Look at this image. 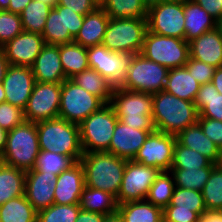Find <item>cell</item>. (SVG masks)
<instances>
[{
    "mask_svg": "<svg viewBox=\"0 0 222 222\" xmlns=\"http://www.w3.org/2000/svg\"><path fill=\"white\" fill-rule=\"evenodd\" d=\"M152 121L155 130L177 136L198 122L199 112L194 102L186 101L166 91L152 94Z\"/></svg>",
    "mask_w": 222,
    "mask_h": 222,
    "instance_id": "cell-1",
    "label": "cell"
},
{
    "mask_svg": "<svg viewBox=\"0 0 222 222\" xmlns=\"http://www.w3.org/2000/svg\"><path fill=\"white\" fill-rule=\"evenodd\" d=\"M85 173V186L118 196L127 160L112 153H83L80 159Z\"/></svg>",
    "mask_w": 222,
    "mask_h": 222,
    "instance_id": "cell-2",
    "label": "cell"
},
{
    "mask_svg": "<svg viewBox=\"0 0 222 222\" xmlns=\"http://www.w3.org/2000/svg\"><path fill=\"white\" fill-rule=\"evenodd\" d=\"M40 150L64 154L80 161L83 150L79 125L60 117L36 123Z\"/></svg>",
    "mask_w": 222,
    "mask_h": 222,
    "instance_id": "cell-3",
    "label": "cell"
},
{
    "mask_svg": "<svg viewBox=\"0 0 222 222\" xmlns=\"http://www.w3.org/2000/svg\"><path fill=\"white\" fill-rule=\"evenodd\" d=\"M39 152L36 123L25 121L8 131L0 162L27 172L34 168Z\"/></svg>",
    "mask_w": 222,
    "mask_h": 222,
    "instance_id": "cell-4",
    "label": "cell"
},
{
    "mask_svg": "<svg viewBox=\"0 0 222 222\" xmlns=\"http://www.w3.org/2000/svg\"><path fill=\"white\" fill-rule=\"evenodd\" d=\"M110 104L121 122L128 127L140 130H155L153 114V98L150 93L129 91L114 87Z\"/></svg>",
    "mask_w": 222,
    "mask_h": 222,
    "instance_id": "cell-5",
    "label": "cell"
},
{
    "mask_svg": "<svg viewBox=\"0 0 222 222\" xmlns=\"http://www.w3.org/2000/svg\"><path fill=\"white\" fill-rule=\"evenodd\" d=\"M169 69L146 59L141 53L129 56L126 73L119 87L136 92L164 91Z\"/></svg>",
    "mask_w": 222,
    "mask_h": 222,
    "instance_id": "cell-6",
    "label": "cell"
},
{
    "mask_svg": "<svg viewBox=\"0 0 222 222\" xmlns=\"http://www.w3.org/2000/svg\"><path fill=\"white\" fill-rule=\"evenodd\" d=\"M146 31V18H110L102 44L115 53L139 54Z\"/></svg>",
    "mask_w": 222,
    "mask_h": 222,
    "instance_id": "cell-7",
    "label": "cell"
},
{
    "mask_svg": "<svg viewBox=\"0 0 222 222\" xmlns=\"http://www.w3.org/2000/svg\"><path fill=\"white\" fill-rule=\"evenodd\" d=\"M118 118L110 103L101 106L79 124L83 153L107 151Z\"/></svg>",
    "mask_w": 222,
    "mask_h": 222,
    "instance_id": "cell-8",
    "label": "cell"
},
{
    "mask_svg": "<svg viewBox=\"0 0 222 222\" xmlns=\"http://www.w3.org/2000/svg\"><path fill=\"white\" fill-rule=\"evenodd\" d=\"M141 54L168 69L183 67L190 56L189 43L185 39L161 36L147 30Z\"/></svg>",
    "mask_w": 222,
    "mask_h": 222,
    "instance_id": "cell-9",
    "label": "cell"
},
{
    "mask_svg": "<svg viewBox=\"0 0 222 222\" xmlns=\"http://www.w3.org/2000/svg\"><path fill=\"white\" fill-rule=\"evenodd\" d=\"M104 103L96 96L78 86L71 79L61 83L59 117L75 124H80Z\"/></svg>",
    "mask_w": 222,
    "mask_h": 222,
    "instance_id": "cell-10",
    "label": "cell"
},
{
    "mask_svg": "<svg viewBox=\"0 0 222 222\" xmlns=\"http://www.w3.org/2000/svg\"><path fill=\"white\" fill-rule=\"evenodd\" d=\"M83 22V15L56 5L51 8L42 33L45 44L58 46L74 42Z\"/></svg>",
    "mask_w": 222,
    "mask_h": 222,
    "instance_id": "cell-11",
    "label": "cell"
},
{
    "mask_svg": "<svg viewBox=\"0 0 222 222\" xmlns=\"http://www.w3.org/2000/svg\"><path fill=\"white\" fill-rule=\"evenodd\" d=\"M184 4L160 2L147 9V30L161 35L184 39Z\"/></svg>",
    "mask_w": 222,
    "mask_h": 222,
    "instance_id": "cell-12",
    "label": "cell"
},
{
    "mask_svg": "<svg viewBox=\"0 0 222 222\" xmlns=\"http://www.w3.org/2000/svg\"><path fill=\"white\" fill-rule=\"evenodd\" d=\"M61 83L35 82L24 109L25 120L38 123L59 117Z\"/></svg>",
    "mask_w": 222,
    "mask_h": 222,
    "instance_id": "cell-13",
    "label": "cell"
},
{
    "mask_svg": "<svg viewBox=\"0 0 222 222\" xmlns=\"http://www.w3.org/2000/svg\"><path fill=\"white\" fill-rule=\"evenodd\" d=\"M161 171L158 168L127 161L117 204L145 200L149 189Z\"/></svg>",
    "mask_w": 222,
    "mask_h": 222,
    "instance_id": "cell-14",
    "label": "cell"
},
{
    "mask_svg": "<svg viewBox=\"0 0 222 222\" xmlns=\"http://www.w3.org/2000/svg\"><path fill=\"white\" fill-rule=\"evenodd\" d=\"M176 141L175 135L154 130L148 135L133 161L158 168L160 171H170Z\"/></svg>",
    "mask_w": 222,
    "mask_h": 222,
    "instance_id": "cell-15",
    "label": "cell"
},
{
    "mask_svg": "<svg viewBox=\"0 0 222 222\" xmlns=\"http://www.w3.org/2000/svg\"><path fill=\"white\" fill-rule=\"evenodd\" d=\"M87 55L91 69H95L115 87L121 84L129 55L112 52L103 44L88 47Z\"/></svg>",
    "mask_w": 222,
    "mask_h": 222,
    "instance_id": "cell-16",
    "label": "cell"
},
{
    "mask_svg": "<svg viewBox=\"0 0 222 222\" xmlns=\"http://www.w3.org/2000/svg\"><path fill=\"white\" fill-rule=\"evenodd\" d=\"M2 84L6 95L5 102L24 110L35 84L32 68L9 65Z\"/></svg>",
    "mask_w": 222,
    "mask_h": 222,
    "instance_id": "cell-17",
    "label": "cell"
},
{
    "mask_svg": "<svg viewBox=\"0 0 222 222\" xmlns=\"http://www.w3.org/2000/svg\"><path fill=\"white\" fill-rule=\"evenodd\" d=\"M45 45L41 34L23 31L1 48L9 65L31 67Z\"/></svg>",
    "mask_w": 222,
    "mask_h": 222,
    "instance_id": "cell-18",
    "label": "cell"
},
{
    "mask_svg": "<svg viewBox=\"0 0 222 222\" xmlns=\"http://www.w3.org/2000/svg\"><path fill=\"white\" fill-rule=\"evenodd\" d=\"M57 176L35 169L26 172L25 196L37 212L54 204Z\"/></svg>",
    "mask_w": 222,
    "mask_h": 222,
    "instance_id": "cell-19",
    "label": "cell"
},
{
    "mask_svg": "<svg viewBox=\"0 0 222 222\" xmlns=\"http://www.w3.org/2000/svg\"><path fill=\"white\" fill-rule=\"evenodd\" d=\"M153 131L131 128L118 120L109 149L106 152L127 161H132L143 146L148 135Z\"/></svg>",
    "mask_w": 222,
    "mask_h": 222,
    "instance_id": "cell-20",
    "label": "cell"
},
{
    "mask_svg": "<svg viewBox=\"0 0 222 222\" xmlns=\"http://www.w3.org/2000/svg\"><path fill=\"white\" fill-rule=\"evenodd\" d=\"M85 187V173L80 161L75 162L67 170L61 172L56 179L54 204H80Z\"/></svg>",
    "mask_w": 222,
    "mask_h": 222,
    "instance_id": "cell-21",
    "label": "cell"
},
{
    "mask_svg": "<svg viewBox=\"0 0 222 222\" xmlns=\"http://www.w3.org/2000/svg\"><path fill=\"white\" fill-rule=\"evenodd\" d=\"M35 82L62 83L66 78L62 68L59 45H45L31 66Z\"/></svg>",
    "mask_w": 222,
    "mask_h": 222,
    "instance_id": "cell-22",
    "label": "cell"
},
{
    "mask_svg": "<svg viewBox=\"0 0 222 222\" xmlns=\"http://www.w3.org/2000/svg\"><path fill=\"white\" fill-rule=\"evenodd\" d=\"M190 57L215 68L222 67V36L216 28L189 42Z\"/></svg>",
    "mask_w": 222,
    "mask_h": 222,
    "instance_id": "cell-23",
    "label": "cell"
},
{
    "mask_svg": "<svg viewBox=\"0 0 222 222\" xmlns=\"http://www.w3.org/2000/svg\"><path fill=\"white\" fill-rule=\"evenodd\" d=\"M109 19L101 6L89 12L74 42L86 48L102 44Z\"/></svg>",
    "mask_w": 222,
    "mask_h": 222,
    "instance_id": "cell-24",
    "label": "cell"
},
{
    "mask_svg": "<svg viewBox=\"0 0 222 222\" xmlns=\"http://www.w3.org/2000/svg\"><path fill=\"white\" fill-rule=\"evenodd\" d=\"M176 138L181 145L201 153L213 164H219L221 150L204 134L198 122L181 131Z\"/></svg>",
    "mask_w": 222,
    "mask_h": 222,
    "instance_id": "cell-25",
    "label": "cell"
},
{
    "mask_svg": "<svg viewBox=\"0 0 222 222\" xmlns=\"http://www.w3.org/2000/svg\"><path fill=\"white\" fill-rule=\"evenodd\" d=\"M184 15V39L188 43L203 33L216 28V19L193 0L184 4Z\"/></svg>",
    "mask_w": 222,
    "mask_h": 222,
    "instance_id": "cell-26",
    "label": "cell"
},
{
    "mask_svg": "<svg viewBox=\"0 0 222 222\" xmlns=\"http://www.w3.org/2000/svg\"><path fill=\"white\" fill-rule=\"evenodd\" d=\"M199 88L200 84L193 75H190L185 66L169 69L164 87V91L167 93L183 100L194 102Z\"/></svg>",
    "mask_w": 222,
    "mask_h": 222,
    "instance_id": "cell-27",
    "label": "cell"
},
{
    "mask_svg": "<svg viewBox=\"0 0 222 222\" xmlns=\"http://www.w3.org/2000/svg\"><path fill=\"white\" fill-rule=\"evenodd\" d=\"M117 212L123 222H161L163 219V209L146 199L121 203Z\"/></svg>",
    "mask_w": 222,
    "mask_h": 222,
    "instance_id": "cell-28",
    "label": "cell"
},
{
    "mask_svg": "<svg viewBox=\"0 0 222 222\" xmlns=\"http://www.w3.org/2000/svg\"><path fill=\"white\" fill-rule=\"evenodd\" d=\"M70 79L84 90L98 97L104 104L110 103L115 86L95 69L88 68Z\"/></svg>",
    "mask_w": 222,
    "mask_h": 222,
    "instance_id": "cell-29",
    "label": "cell"
},
{
    "mask_svg": "<svg viewBox=\"0 0 222 222\" xmlns=\"http://www.w3.org/2000/svg\"><path fill=\"white\" fill-rule=\"evenodd\" d=\"M26 172L0 162V206L12 198L25 195Z\"/></svg>",
    "mask_w": 222,
    "mask_h": 222,
    "instance_id": "cell-30",
    "label": "cell"
},
{
    "mask_svg": "<svg viewBox=\"0 0 222 222\" xmlns=\"http://www.w3.org/2000/svg\"><path fill=\"white\" fill-rule=\"evenodd\" d=\"M80 208L107 216L117 212L118 204L116 197L111 193L85 186L80 199Z\"/></svg>",
    "mask_w": 222,
    "mask_h": 222,
    "instance_id": "cell-31",
    "label": "cell"
},
{
    "mask_svg": "<svg viewBox=\"0 0 222 222\" xmlns=\"http://www.w3.org/2000/svg\"><path fill=\"white\" fill-rule=\"evenodd\" d=\"M194 103L199 117L222 121V95L212 82L200 85Z\"/></svg>",
    "mask_w": 222,
    "mask_h": 222,
    "instance_id": "cell-32",
    "label": "cell"
},
{
    "mask_svg": "<svg viewBox=\"0 0 222 222\" xmlns=\"http://www.w3.org/2000/svg\"><path fill=\"white\" fill-rule=\"evenodd\" d=\"M60 60L67 79L90 68L87 48L75 42L59 45Z\"/></svg>",
    "mask_w": 222,
    "mask_h": 222,
    "instance_id": "cell-33",
    "label": "cell"
},
{
    "mask_svg": "<svg viewBox=\"0 0 222 222\" xmlns=\"http://www.w3.org/2000/svg\"><path fill=\"white\" fill-rule=\"evenodd\" d=\"M0 222H37V211L25 195L18 196L0 206Z\"/></svg>",
    "mask_w": 222,
    "mask_h": 222,
    "instance_id": "cell-34",
    "label": "cell"
},
{
    "mask_svg": "<svg viewBox=\"0 0 222 222\" xmlns=\"http://www.w3.org/2000/svg\"><path fill=\"white\" fill-rule=\"evenodd\" d=\"M50 10L49 5L32 0L20 14L23 30L42 35Z\"/></svg>",
    "mask_w": 222,
    "mask_h": 222,
    "instance_id": "cell-35",
    "label": "cell"
},
{
    "mask_svg": "<svg viewBox=\"0 0 222 222\" xmlns=\"http://www.w3.org/2000/svg\"><path fill=\"white\" fill-rule=\"evenodd\" d=\"M216 165L201 153L187 148L176 141L171 169L214 168Z\"/></svg>",
    "mask_w": 222,
    "mask_h": 222,
    "instance_id": "cell-36",
    "label": "cell"
},
{
    "mask_svg": "<svg viewBox=\"0 0 222 222\" xmlns=\"http://www.w3.org/2000/svg\"><path fill=\"white\" fill-rule=\"evenodd\" d=\"M175 183L170 171H161L151 185L146 200L162 209L170 204Z\"/></svg>",
    "mask_w": 222,
    "mask_h": 222,
    "instance_id": "cell-37",
    "label": "cell"
},
{
    "mask_svg": "<svg viewBox=\"0 0 222 222\" xmlns=\"http://www.w3.org/2000/svg\"><path fill=\"white\" fill-rule=\"evenodd\" d=\"M101 7L109 18H147V9L141 0H105Z\"/></svg>",
    "mask_w": 222,
    "mask_h": 222,
    "instance_id": "cell-38",
    "label": "cell"
},
{
    "mask_svg": "<svg viewBox=\"0 0 222 222\" xmlns=\"http://www.w3.org/2000/svg\"><path fill=\"white\" fill-rule=\"evenodd\" d=\"M207 211H222V166L217 164L202 191Z\"/></svg>",
    "mask_w": 222,
    "mask_h": 222,
    "instance_id": "cell-39",
    "label": "cell"
},
{
    "mask_svg": "<svg viewBox=\"0 0 222 222\" xmlns=\"http://www.w3.org/2000/svg\"><path fill=\"white\" fill-rule=\"evenodd\" d=\"M213 168L170 169L175 187L202 191Z\"/></svg>",
    "mask_w": 222,
    "mask_h": 222,
    "instance_id": "cell-40",
    "label": "cell"
},
{
    "mask_svg": "<svg viewBox=\"0 0 222 222\" xmlns=\"http://www.w3.org/2000/svg\"><path fill=\"white\" fill-rule=\"evenodd\" d=\"M74 163L75 161L71 157L64 154L40 150L33 169L39 172L59 175Z\"/></svg>",
    "mask_w": 222,
    "mask_h": 222,
    "instance_id": "cell-41",
    "label": "cell"
},
{
    "mask_svg": "<svg viewBox=\"0 0 222 222\" xmlns=\"http://www.w3.org/2000/svg\"><path fill=\"white\" fill-rule=\"evenodd\" d=\"M168 206H177V209L191 210L202 216L207 210L203 195L200 191L175 187Z\"/></svg>",
    "mask_w": 222,
    "mask_h": 222,
    "instance_id": "cell-42",
    "label": "cell"
},
{
    "mask_svg": "<svg viewBox=\"0 0 222 222\" xmlns=\"http://www.w3.org/2000/svg\"><path fill=\"white\" fill-rule=\"evenodd\" d=\"M80 210V204H52L37 212V222H75Z\"/></svg>",
    "mask_w": 222,
    "mask_h": 222,
    "instance_id": "cell-43",
    "label": "cell"
},
{
    "mask_svg": "<svg viewBox=\"0 0 222 222\" xmlns=\"http://www.w3.org/2000/svg\"><path fill=\"white\" fill-rule=\"evenodd\" d=\"M23 31L19 14L0 10V48Z\"/></svg>",
    "mask_w": 222,
    "mask_h": 222,
    "instance_id": "cell-44",
    "label": "cell"
},
{
    "mask_svg": "<svg viewBox=\"0 0 222 222\" xmlns=\"http://www.w3.org/2000/svg\"><path fill=\"white\" fill-rule=\"evenodd\" d=\"M24 110L10 103H0V127L6 131L12 130L25 122Z\"/></svg>",
    "mask_w": 222,
    "mask_h": 222,
    "instance_id": "cell-45",
    "label": "cell"
},
{
    "mask_svg": "<svg viewBox=\"0 0 222 222\" xmlns=\"http://www.w3.org/2000/svg\"><path fill=\"white\" fill-rule=\"evenodd\" d=\"M185 67L188 69L190 75H193L200 85L210 83L216 69L214 66L193 59L190 56Z\"/></svg>",
    "mask_w": 222,
    "mask_h": 222,
    "instance_id": "cell-46",
    "label": "cell"
},
{
    "mask_svg": "<svg viewBox=\"0 0 222 222\" xmlns=\"http://www.w3.org/2000/svg\"><path fill=\"white\" fill-rule=\"evenodd\" d=\"M198 123L204 134L222 150V121L198 117Z\"/></svg>",
    "mask_w": 222,
    "mask_h": 222,
    "instance_id": "cell-47",
    "label": "cell"
},
{
    "mask_svg": "<svg viewBox=\"0 0 222 222\" xmlns=\"http://www.w3.org/2000/svg\"><path fill=\"white\" fill-rule=\"evenodd\" d=\"M163 218L169 222H198L201 216L191 210L177 209V206H167L163 209Z\"/></svg>",
    "mask_w": 222,
    "mask_h": 222,
    "instance_id": "cell-48",
    "label": "cell"
},
{
    "mask_svg": "<svg viewBox=\"0 0 222 222\" xmlns=\"http://www.w3.org/2000/svg\"><path fill=\"white\" fill-rule=\"evenodd\" d=\"M57 5L68 7L83 16L99 7L94 0H58Z\"/></svg>",
    "mask_w": 222,
    "mask_h": 222,
    "instance_id": "cell-49",
    "label": "cell"
},
{
    "mask_svg": "<svg viewBox=\"0 0 222 222\" xmlns=\"http://www.w3.org/2000/svg\"><path fill=\"white\" fill-rule=\"evenodd\" d=\"M205 9L214 19L222 16V0H193Z\"/></svg>",
    "mask_w": 222,
    "mask_h": 222,
    "instance_id": "cell-50",
    "label": "cell"
},
{
    "mask_svg": "<svg viewBox=\"0 0 222 222\" xmlns=\"http://www.w3.org/2000/svg\"><path fill=\"white\" fill-rule=\"evenodd\" d=\"M106 215L81 209L75 222H103Z\"/></svg>",
    "mask_w": 222,
    "mask_h": 222,
    "instance_id": "cell-51",
    "label": "cell"
},
{
    "mask_svg": "<svg viewBox=\"0 0 222 222\" xmlns=\"http://www.w3.org/2000/svg\"><path fill=\"white\" fill-rule=\"evenodd\" d=\"M32 0H10L9 7L7 11H10L14 14H21L25 7L31 2Z\"/></svg>",
    "mask_w": 222,
    "mask_h": 222,
    "instance_id": "cell-52",
    "label": "cell"
},
{
    "mask_svg": "<svg viewBox=\"0 0 222 222\" xmlns=\"http://www.w3.org/2000/svg\"><path fill=\"white\" fill-rule=\"evenodd\" d=\"M211 82L216 90L222 95V67L215 69Z\"/></svg>",
    "mask_w": 222,
    "mask_h": 222,
    "instance_id": "cell-53",
    "label": "cell"
},
{
    "mask_svg": "<svg viewBox=\"0 0 222 222\" xmlns=\"http://www.w3.org/2000/svg\"><path fill=\"white\" fill-rule=\"evenodd\" d=\"M8 66L9 62L6 58L5 52L2 48H0V83H2L5 77Z\"/></svg>",
    "mask_w": 222,
    "mask_h": 222,
    "instance_id": "cell-54",
    "label": "cell"
},
{
    "mask_svg": "<svg viewBox=\"0 0 222 222\" xmlns=\"http://www.w3.org/2000/svg\"><path fill=\"white\" fill-rule=\"evenodd\" d=\"M201 217L205 221L222 222V211H206Z\"/></svg>",
    "mask_w": 222,
    "mask_h": 222,
    "instance_id": "cell-55",
    "label": "cell"
},
{
    "mask_svg": "<svg viewBox=\"0 0 222 222\" xmlns=\"http://www.w3.org/2000/svg\"><path fill=\"white\" fill-rule=\"evenodd\" d=\"M7 134H8V131L0 127V154L2 153V151L4 150L6 146Z\"/></svg>",
    "mask_w": 222,
    "mask_h": 222,
    "instance_id": "cell-56",
    "label": "cell"
},
{
    "mask_svg": "<svg viewBox=\"0 0 222 222\" xmlns=\"http://www.w3.org/2000/svg\"><path fill=\"white\" fill-rule=\"evenodd\" d=\"M103 222H123L121 216L118 214V212L112 214V215H107L104 218Z\"/></svg>",
    "mask_w": 222,
    "mask_h": 222,
    "instance_id": "cell-57",
    "label": "cell"
},
{
    "mask_svg": "<svg viewBox=\"0 0 222 222\" xmlns=\"http://www.w3.org/2000/svg\"><path fill=\"white\" fill-rule=\"evenodd\" d=\"M160 2H162V0H141V3L146 7V9H149Z\"/></svg>",
    "mask_w": 222,
    "mask_h": 222,
    "instance_id": "cell-58",
    "label": "cell"
},
{
    "mask_svg": "<svg viewBox=\"0 0 222 222\" xmlns=\"http://www.w3.org/2000/svg\"><path fill=\"white\" fill-rule=\"evenodd\" d=\"M37 1H40V2H43L44 4L49 5L51 8H54L58 3V0H37Z\"/></svg>",
    "mask_w": 222,
    "mask_h": 222,
    "instance_id": "cell-59",
    "label": "cell"
},
{
    "mask_svg": "<svg viewBox=\"0 0 222 222\" xmlns=\"http://www.w3.org/2000/svg\"><path fill=\"white\" fill-rule=\"evenodd\" d=\"M10 0H0V10H8Z\"/></svg>",
    "mask_w": 222,
    "mask_h": 222,
    "instance_id": "cell-60",
    "label": "cell"
},
{
    "mask_svg": "<svg viewBox=\"0 0 222 222\" xmlns=\"http://www.w3.org/2000/svg\"><path fill=\"white\" fill-rule=\"evenodd\" d=\"M216 29L218 30L219 34L222 36V16L216 20Z\"/></svg>",
    "mask_w": 222,
    "mask_h": 222,
    "instance_id": "cell-61",
    "label": "cell"
},
{
    "mask_svg": "<svg viewBox=\"0 0 222 222\" xmlns=\"http://www.w3.org/2000/svg\"><path fill=\"white\" fill-rule=\"evenodd\" d=\"M5 98H6V95L4 92V87H3V84L0 83V103L5 102Z\"/></svg>",
    "mask_w": 222,
    "mask_h": 222,
    "instance_id": "cell-62",
    "label": "cell"
},
{
    "mask_svg": "<svg viewBox=\"0 0 222 222\" xmlns=\"http://www.w3.org/2000/svg\"><path fill=\"white\" fill-rule=\"evenodd\" d=\"M163 2H174V3H182L185 4L186 2L190 0H162Z\"/></svg>",
    "mask_w": 222,
    "mask_h": 222,
    "instance_id": "cell-63",
    "label": "cell"
},
{
    "mask_svg": "<svg viewBox=\"0 0 222 222\" xmlns=\"http://www.w3.org/2000/svg\"><path fill=\"white\" fill-rule=\"evenodd\" d=\"M98 6H101L105 0H94Z\"/></svg>",
    "mask_w": 222,
    "mask_h": 222,
    "instance_id": "cell-64",
    "label": "cell"
},
{
    "mask_svg": "<svg viewBox=\"0 0 222 222\" xmlns=\"http://www.w3.org/2000/svg\"><path fill=\"white\" fill-rule=\"evenodd\" d=\"M219 165L222 166V150H221V157H220V162H219Z\"/></svg>",
    "mask_w": 222,
    "mask_h": 222,
    "instance_id": "cell-65",
    "label": "cell"
},
{
    "mask_svg": "<svg viewBox=\"0 0 222 222\" xmlns=\"http://www.w3.org/2000/svg\"><path fill=\"white\" fill-rule=\"evenodd\" d=\"M198 222H211V221H205V220L201 217Z\"/></svg>",
    "mask_w": 222,
    "mask_h": 222,
    "instance_id": "cell-66",
    "label": "cell"
},
{
    "mask_svg": "<svg viewBox=\"0 0 222 222\" xmlns=\"http://www.w3.org/2000/svg\"><path fill=\"white\" fill-rule=\"evenodd\" d=\"M161 222H169V221H167V220H165V219L163 218Z\"/></svg>",
    "mask_w": 222,
    "mask_h": 222,
    "instance_id": "cell-67",
    "label": "cell"
}]
</instances>
